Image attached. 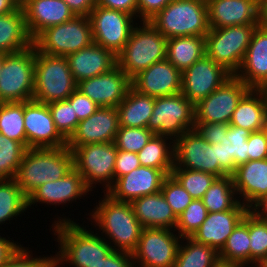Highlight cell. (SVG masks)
Wrapping results in <instances>:
<instances>
[{
    "instance_id": "cell-43",
    "label": "cell",
    "mask_w": 267,
    "mask_h": 267,
    "mask_svg": "<svg viewBox=\"0 0 267 267\" xmlns=\"http://www.w3.org/2000/svg\"><path fill=\"white\" fill-rule=\"evenodd\" d=\"M208 210L201 199H193L186 209L178 216L175 231L183 237H192L207 218Z\"/></svg>"
},
{
    "instance_id": "cell-58",
    "label": "cell",
    "mask_w": 267,
    "mask_h": 267,
    "mask_svg": "<svg viewBox=\"0 0 267 267\" xmlns=\"http://www.w3.org/2000/svg\"><path fill=\"white\" fill-rule=\"evenodd\" d=\"M12 241L0 236V267L21 247V244L18 245V243H14V240Z\"/></svg>"
},
{
    "instance_id": "cell-41",
    "label": "cell",
    "mask_w": 267,
    "mask_h": 267,
    "mask_svg": "<svg viewBox=\"0 0 267 267\" xmlns=\"http://www.w3.org/2000/svg\"><path fill=\"white\" fill-rule=\"evenodd\" d=\"M26 147L0 134V180L15 179Z\"/></svg>"
},
{
    "instance_id": "cell-42",
    "label": "cell",
    "mask_w": 267,
    "mask_h": 267,
    "mask_svg": "<svg viewBox=\"0 0 267 267\" xmlns=\"http://www.w3.org/2000/svg\"><path fill=\"white\" fill-rule=\"evenodd\" d=\"M171 175L182 185L193 199H201L217 176L185 168H173Z\"/></svg>"
},
{
    "instance_id": "cell-36",
    "label": "cell",
    "mask_w": 267,
    "mask_h": 267,
    "mask_svg": "<svg viewBox=\"0 0 267 267\" xmlns=\"http://www.w3.org/2000/svg\"><path fill=\"white\" fill-rule=\"evenodd\" d=\"M185 240V245L182 242ZM181 239L174 267H213L220 259L219 252L191 237ZM182 243V244H181Z\"/></svg>"
},
{
    "instance_id": "cell-13",
    "label": "cell",
    "mask_w": 267,
    "mask_h": 267,
    "mask_svg": "<svg viewBox=\"0 0 267 267\" xmlns=\"http://www.w3.org/2000/svg\"><path fill=\"white\" fill-rule=\"evenodd\" d=\"M251 88L232 75L195 105V123L229 124L238 103Z\"/></svg>"
},
{
    "instance_id": "cell-19",
    "label": "cell",
    "mask_w": 267,
    "mask_h": 267,
    "mask_svg": "<svg viewBox=\"0 0 267 267\" xmlns=\"http://www.w3.org/2000/svg\"><path fill=\"white\" fill-rule=\"evenodd\" d=\"M119 129L116 107H99L91 116L79 121L75 132L67 140L72 150L78 146L114 142Z\"/></svg>"
},
{
    "instance_id": "cell-12",
    "label": "cell",
    "mask_w": 267,
    "mask_h": 267,
    "mask_svg": "<svg viewBox=\"0 0 267 267\" xmlns=\"http://www.w3.org/2000/svg\"><path fill=\"white\" fill-rule=\"evenodd\" d=\"M174 167L207 172L218 178L229 174L219 165L216 144H209L195 129L174 141Z\"/></svg>"
},
{
    "instance_id": "cell-31",
    "label": "cell",
    "mask_w": 267,
    "mask_h": 267,
    "mask_svg": "<svg viewBox=\"0 0 267 267\" xmlns=\"http://www.w3.org/2000/svg\"><path fill=\"white\" fill-rule=\"evenodd\" d=\"M31 46L22 6L12 13L0 15V52L14 53Z\"/></svg>"
},
{
    "instance_id": "cell-20",
    "label": "cell",
    "mask_w": 267,
    "mask_h": 267,
    "mask_svg": "<svg viewBox=\"0 0 267 267\" xmlns=\"http://www.w3.org/2000/svg\"><path fill=\"white\" fill-rule=\"evenodd\" d=\"M131 87V79L118 66L77 84V89L100 107H117Z\"/></svg>"
},
{
    "instance_id": "cell-21",
    "label": "cell",
    "mask_w": 267,
    "mask_h": 267,
    "mask_svg": "<svg viewBox=\"0 0 267 267\" xmlns=\"http://www.w3.org/2000/svg\"><path fill=\"white\" fill-rule=\"evenodd\" d=\"M137 92L157 98L181 92L182 72L167 59L153 63L131 79Z\"/></svg>"
},
{
    "instance_id": "cell-29",
    "label": "cell",
    "mask_w": 267,
    "mask_h": 267,
    "mask_svg": "<svg viewBox=\"0 0 267 267\" xmlns=\"http://www.w3.org/2000/svg\"><path fill=\"white\" fill-rule=\"evenodd\" d=\"M131 205L143 228L175 229L178 217L161 191L135 199Z\"/></svg>"
},
{
    "instance_id": "cell-34",
    "label": "cell",
    "mask_w": 267,
    "mask_h": 267,
    "mask_svg": "<svg viewBox=\"0 0 267 267\" xmlns=\"http://www.w3.org/2000/svg\"><path fill=\"white\" fill-rule=\"evenodd\" d=\"M219 259L242 267H250L249 210L219 251Z\"/></svg>"
},
{
    "instance_id": "cell-54",
    "label": "cell",
    "mask_w": 267,
    "mask_h": 267,
    "mask_svg": "<svg viewBox=\"0 0 267 267\" xmlns=\"http://www.w3.org/2000/svg\"><path fill=\"white\" fill-rule=\"evenodd\" d=\"M172 0H137L138 17L142 21H149Z\"/></svg>"
},
{
    "instance_id": "cell-50",
    "label": "cell",
    "mask_w": 267,
    "mask_h": 267,
    "mask_svg": "<svg viewBox=\"0 0 267 267\" xmlns=\"http://www.w3.org/2000/svg\"><path fill=\"white\" fill-rule=\"evenodd\" d=\"M209 144L221 143L225 140L228 124L195 123L194 128Z\"/></svg>"
},
{
    "instance_id": "cell-3",
    "label": "cell",
    "mask_w": 267,
    "mask_h": 267,
    "mask_svg": "<svg viewBox=\"0 0 267 267\" xmlns=\"http://www.w3.org/2000/svg\"><path fill=\"white\" fill-rule=\"evenodd\" d=\"M73 169L72 152L60 148H27L15 180L28 198L38 187L63 178Z\"/></svg>"
},
{
    "instance_id": "cell-33",
    "label": "cell",
    "mask_w": 267,
    "mask_h": 267,
    "mask_svg": "<svg viewBox=\"0 0 267 267\" xmlns=\"http://www.w3.org/2000/svg\"><path fill=\"white\" fill-rule=\"evenodd\" d=\"M205 54V36H183L167 40L166 59L181 72Z\"/></svg>"
},
{
    "instance_id": "cell-65",
    "label": "cell",
    "mask_w": 267,
    "mask_h": 267,
    "mask_svg": "<svg viewBox=\"0 0 267 267\" xmlns=\"http://www.w3.org/2000/svg\"><path fill=\"white\" fill-rule=\"evenodd\" d=\"M4 53L0 52V71H1V66H2V61H3ZM1 73V72H0Z\"/></svg>"
},
{
    "instance_id": "cell-9",
    "label": "cell",
    "mask_w": 267,
    "mask_h": 267,
    "mask_svg": "<svg viewBox=\"0 0 267 267\" xmlns=\"http://www.w3.org/2000/svg\"><path fill=\"white\" fill-rule=\"evenodd\" d=\"M93 42L89 17L75 16L69 21L40 32L32 40V45L39 53L66 57Z\"/></svg>"
},
{
    "instance_id": "cell-11",
    "label": "cell",
    "mask_w": 267,
    "mask_h": 267,
    "mask_svg": "<svg viewBox=\"0 0 267 267\" xmlns=\"http://www.w3.org/2000/svg\"><path fill=\"white\" fill-rule=\"evenodd\" d=\"M73 168L80 173L85 184L92 190L95 184L104 185L107 191L114 184V166L117 148L114 142L94 143L71 150Z\"/></svg>"
},
{
    "instance_id": "cell-40",
    "label": "cell",
    "mask_w": 267,
    "mask_h": 267,
    "mask_svg": "<svg viewBox=\"0 0 267 267\" xmlns=\"http://www.w3.org/2000/svg\"><path fill=\"white\" fill-rule=\"evenodd\" d=\"M250 264L263 266L267 262V220L249 209Z\"/></svg>"
},
{
    "instance_id": "cell-6",
    "label": "cell",
    "mask_w": 267,
    "mask_h": 267,
    "mask_svg": "<svg viewBox=\"0 0 267 267\" xmlns=\"http://www.w3.org/2000/svg\"><path fill=\"white\" fill-rule=\"evenodd\" d=\"M76 89L65 56L43 54L35 49L33 100L44 104L67 100Z\"/></svg>"
},
{
    "instance_id": "cell-28",
    "label": "cell",
    "mask_w": 267,
    "mask_h": 267,
    "mask_svg": "<svg viewBox=\"0 0 267 267\" xmlns=\"http://www.w3.org/2000/svg\"><path fill=\"white\" fill-rule=\"evenodd\" d=\"M236 76L250 88L263 89L267 85V29L259 25L255 28Z\"/></svg>"
},
{
    "instance_id": "cell-46",
    "label": "cell",
    "mask_w": 267,
    "mask_h": 267,
    "mask_svg": "<svg viewBox=\"0 0 267 267\" xmlns=\"http://www.w3.org/2000/svg\"><path fill=\"white\" fill-rule=\"evenodd\" d=\"M161 193L177 217L193 201L192 196L172 175H168L164 179L161 187Z\"/></svg>"
},
{
    "instance_id": "cell-38",
    "label": "cell",
    "mask_w": 267,
    "mask_h": 267,
    "mask_svg": "<svg viewBox=\"0 0 267 267\" xmlns=\"http://www.w3.org/2000/svg\"><path fill=\"white\" fill-rule=\"evenodd\" d=\"M28 209V198L15 179L0 180V224L13 220Z\"/></svg>"
},
{
    "instance_id": "cell-39",
    "label": "cell",
    "mask_w": 267,
    "mask_h": 267,
    "mask_svg": "<svg viewBox=\"0 0 267 267\" xmlns=\"http://www.w3.org/2000/svg\"><path fill=\"white\" fill-rule=\"evenodd\" d=\"M0 134L21 142L27 148L24 102L0 103Z\"/></svg>"
},
{
    "instance_id": "cell-51",
    "label": "cell",
    "mask_w": 267,
    "mask_h": 267,
    "mask_svg": "<svg viewBox=\"0 0 267 267\" xmlns=\"http://www.w3.org/2000/svg\"><path fill=\"white\" fill-rule=\"evenodd\" d=\"M140 166L137 153L117 149L114 166V181Z\"/></svg>"
},
{
    "instance_id": "cell-47",
    "label": "cell",
    "mask_w": 267,
    "mask_h": 267,
    "mask_svg": "<svg viewBox=\"0 0 267 267\" xmlns=\"http://www.w3.org/2000/svg\"><path fill=\"white\" fill-rule=\"evenodd\" d=\"M250 133L242 127L228 124L226 138L231 142V157L234 159L236 166L249 161L247 139Z\"/></svg>"
},
{
    "instance_id": "cell-49",
    "label": "cell",
    "mask_w": 267,
    "mask_h": 267,
    "mask_svg": "<svg viewBox=\"0 0 267 267\" xmlns=\"http://www.w3.org/2000/svg\"><path fill=\"white\" fill-rule=\"evenodd\" d=\"M67 100L71 103L73 111L79 121L91 116L100 107L78 89H76Z\"/></svg>"
},
{
    "instance_id": "cell-4",
    "label": "cell",
    "mask_w": 267,
    "mask_h": 267,
    "mask_svg": "<svg viewBox=\"0 0 267 267\" xmlns=\"http://www.w3.org/2000/svg\"><path fill=\"white\" fill-rule=\"evenodd\" d=\"M133 27L125 47L117 55V66L132 79L153 63L166 59L167 38L149 22Z\"/></svg>"
},
{
    "instance_id": "cell-53",
    "label": "cell",
    "mask_w": 267,
    "mask_h": 267,
    "mask_svg": "<svg viewBox=\"0 0 267 267\" xmlns=\"http://www.w3.org/2000/svg\"><path fill=\"white\" fill-rule=\"evenodd\" d=\"M216 155L219 165L229 175H232L236 171L237 166L231 157V142L227 140L226 136L224 141L216 143Z\"/></svg>"
},
{
    "instance_id": "cell-25",
    "label": "cell",
    "mask_w": 267,
    "mask_h": 267,
    "mask_svg": "<svg viewBox=\"0 0 267 267\" xmlns=\"http://www.w3.org/2000/svg\"><path fill=\"white\" fill-rule=\"evenodd\" d=\"M232 177L236 195L243 198L241 203L248 209L267 198V159L238 165Z\"/></svg>"
},
{
    "instance_id": "cell-18",
    "label": "cell",
    "mask_w": 267,
    "mask_h": 267,
    "mask_svg": "<svg viewBox=\"0 0 267 267\" xmlns=\"http://www.w3.org/2000/svg\"><path fill=\"white\" fill-rule=\"evenodd\" d=\"M167 176L164 170L140 165L129 174L117 178L106 193L114 200L131 203L135 199L161 191Z\"/></svg>"
},
{
    "instance_id": "cell-60",
    "label": "cell",
    "mask_w": 267,
    "mask_h": 267,
    "mask_svg": "<svg viewBox=\"0 0 267 267\" xmlns=\"http://www.w3.org/2000/svg\"><path fill=\"white\" fill-rule=\"evenodd\" d=\"M267 29V0H259V24Z\"/></svg>"
},
{
    "instance_id": "cell-57",
    "label": "cell",
    "mask_w": 267,
    "mask_h": 267,
    "mask_svg": "<svg viewBox=\"0 0 267 267\" xmlns=\"http://www.w3.org/2000/svg\"><path fill=\"white\" fill-rule=\"evenodd\" d=\"M76 16H89L96 0H63Z\"/></svg>"
},
{
    "instance_id": "cell-7",
    "label": "cell",
    "mask_w": 267,
    "mask_h": 267,
    "mask_svg": "<svg viewBox=\"0 0 267 267\" xmlns=\"http://www.w3.org/2000/svg\"><path fill=\"white\" fill-rule=\"evenodd\" d=\"M0 103L33 99L35 48L4 54L0 71Z\"/></svg>"
},
{
    "instance_id": "cell-35",
    "label": "cell",
    "mask_w": 267,
    "mask_h": 267,
    "mask_svg": "<svg viewBox=\"0 0 267 267\" xmlns=\"http://www.w3.org/2000/svg\"><path fill=\"white\" fill-rule=\"evenodd\" d=\"M169 137L154 135L137 153L141 166L164 170L171 175L174 167V141ZM172 144V145H171Z\"/></svg>"
},
{
    "instance_id": "cell-27",
    "label": "cell",
    "mask_w": 267,
    "mask_h": 267,
    "mask_svg": "<svg viewBox=\"0 0 267 267\" xmlns=\"http://www.w3.org/2000/svg\"><path fill=\"white\" fill-rule=\"evenodd\" d=\"M66 58L76 84L107 73L117 66V56L94 42Z\"/></svg>"
},
{
    "instance_id": "cell-48",
    "label": "cell",
    "mask_w": 267,
    "mask_h": 267,
    "mask_svg": "<svg viewBox=\"0 0 267 267\" xmlns=\"http://www.w3.org/2000/svg\"><path fill=\"white\" fill-rule=\"evenodd\" d=\"M28 250V251H27ZM29 248L20 247L1 267H54V257H33Z\"/></svg>"
},
{
    "instance_id": "cell-23",
    "label": "cell",
    "mask_w": 267,
    "mask_h": 267,
    "mask_svg": "<svg viewBox=\"0 0 267 267\" xmlns=\"http://www.w3.org/2000/svg\"><path fill=\"white\" fill-rule=\"evenodd\" d=\"M248 210L239 201L231 210L210 212L191 238L199 243L211 246L219 252Z\"/></svg>"
},
{
    "instance_id": "cell-8",
    "label": "cell",
    "mask_w": 267,
    "mask_h": 267,
    "mask_svg": "<svg viewBox=\"0 0 267 267\" xmlns=\"http://www.w3.org/2000/svg\"><path fill=\"white\" fill-rule=\"evenodd\" d=\"M258 25H234L210 28L205 36V51L209 58L236 75L245 58L253 32Z\"/></svg>"
},
{
    "instance_id": "cell-16",
    "label": "cell",
    "mask_w": 267,
    "mask_h": 267,
    "mask_svg": "<svg viewBox=\"0 0 267 267\" xmlns=\"http://www.w3.org/2000/svg\"><path fill=\"white\" fill-rule=\"evenodd\" d=\"M232 76L206 54L182 72L181 93L196 105Z\"/></svg>"
},
{
    "instance_id": "cell-24",
    "label": "cell",
    "mask_w": 267,
    "mask_h": 267,
    "mask_svg": "<svg viewBox=\"0 0 267 267\" xmlns=\"http://www.w3.org/2000/svg\"><path fill=\"white\" fill-rule=\"evenodd\" d=\"M91 190L82 176L74 168L63 178L57 181H49L38 187L28 197V208L35 203H46L47 205H65L72 201L85 197ZM49 203V204H48Z\"/></svg>"
},
{
    "instance_id": "cell-1",
    "label": "cell",
    "mask_w": 267,
    "mask_h": 267,
    "mask_svg": "<svg viewBox=\"0 0 267 267\" xmlns=\"http://www.w3.org/2000/svg\"><path fill=\"white\" fill-rule=\"evenodd\" d=\"M54 223L53 233L57 236L58 247L60 245V251L53 256L54 267H60L64 262L74 267H99L103 259L113 251L104 237L94 234V231L87 230L84 225H79L70 218L61 217Z\"/></svg>"
},
{
    "instance_id": "cell-15",
    "label": "cell",
    "mask_w": 267,
    "mask_h": 267,
    "mask_svg": "<svg viewBox=\"0 0 267 267\" xmlns=\"http://www.w3.org/2000/svg\"><path fill=\"white\" fill-rule=\"evenodd\" d=\"M173 229L143 228L132 253L137 267H174L181 237Z\"/></svg>"
},
{
    "instance_id": "cell-5",
    "label": "cell",
    "mask_w": 267,
    "mask_h": 267,
    "mask_svg": "<svg viewBox=\"0 0 267 267\" xmlns=\"http://www.w3.org/2000/svg\"><path fill=\"white\" fill-rule=\"evenodd\" d=\"M149 22L165 38L206 36L210 30L206 1L172 0Z\"/></svg>"
},
{
    "instance_id": "cell-26",
    "label": "cell",
    "mask_w": 267,
    "mask_h": 267,
    "mask_svg": "<svg viewBox=\"0 0 267 267\" xmlns=\"http://www.w3.org/2000/svg\"><path fill=\"white\" fill-rule=\"evenodd\" d=\"M22 8L26 28L32 40L46 28L69 21L76 16L63 0H28Z\"/></svg>"
},
{
    "instance_id": "cell-14",
    "label": "cell",
    "mask_w": 267,
    "mask_h": 267,
    "mask_svg": "<svg viewBox=\"0 0 267 267\" xmlns=\"http://www.w3.org/2000/svg\"><path fill=\"white\" fill-rule=\"evenodd\" d=\"M93 41L116 56L125 47L133 29L134 16L96 5L89 14Z\"/></svg>"
},
{
    "instance_id": "cell-56",
    "label": "cell",
    "mask_w": 267,
    "mask_h": 267,
    "mask_svg": "<svg viewBox=\"0 0 267 267\" xmlns=\"http://www.w3.org/2000/svg\"><path fill=\"white\" fill-rule=\"evenodd\" d=\"M96 5L129 13L136 18L138 17L137 0H96Z\"/></svg>"
},
{
    "instance_id": "cell-64",
    "label": "cell",
    "mask_w": 267,
    "mask_h": 267,
    "mask_svg": "<svg viewBox=\"0 0 267 267\" xmlns=\"http://www.w3.org/2000/svg\"><path fill=\"white\" fill-rule=\"evenodd\" d=\"M19 6H23L28 0H15Z\"/></svg>"
},
{
    "instance_id": "cell-52",
    "label": "cell",
    "mask_w": 267,
    "mask_h": 267,
    "mask_svg": "<svg viewBox=\"0 0 267 267\" xmlns=\"http://www.w3.org/2000/svg\"><path fill=\"white\" fill-rule=\"evenodd\" d=\"M247 142L249 161L267 159V138L262 130L251 132Z\"/></svg>"
},
{
    "instance_id": "cell-55",
    "label": "cell",
    "mask_w": 267,
    "mask_h": 267,
    "mask_svg": "<svg viewBox=\"0 0 267 267\" xmlns=\"http://www.w3.org/2000/svg\"><path fill=\"white\" fill-rule=\"evenodd\" d=\"M99 267H136V264L131 253L113 250Z\"/></svg>"
},
{
    "instance_id": "cell-63",
    "label": "cell",
    "mask_w": 267,
    "mask_h": 267,
    "mask_svg": "<svg viewBox=\"0 0 267 267\" xmlns=\"http://www.w3.org/2000/svg\"><path fill=\"white\" fill-rule=\"evenodd\" d=\"M262 131L265 133L266 138H267V110H266L265 117H264V123H263Z\"/></svg>"
},
{
    "instance_id": "cell-30",
    "label": "cell",
    "mask_w": 267,
    "mask_h": 267,
    "mask_svg": "<svg viewBox=\"0 0 267 267\" xmlns=\"http://www.w3.org/2000/svg\"><path fill=\"white\" fill-rule=\"evenodd\" d=\"M267 110V97L263 89L251 88L240 100L229 125L250 132L261 131Z\"/></svg>"
},
{
    "instance_id": "cell-45",
    "label": "cell",
    "mask_w": 267,
    "mask_h": 267,
    "mask_svg": "<svg viewBox=\"0 0 267 267\" xmlns=\"http://www.w3.org/2000/svg\"><path fill=\"white\" fill-rule=\"evenodd\" d=\"M154 135L148 128L119 126L114 143L119 150L138 153Z\"/></svg>"
},
{
    "instance_id": "cell-61",
    "label": "cell",
    "mask_w": 267,
    "mask_h": 267,
    "mask_svg": "<svg viewBox=\"0 0 267 267\" xmlns=\"http://www.w3.org/2000/svg\"><path fill=\"white\" fill-rule=\"evenodd\" d=\"M262 219L267 220V198L263 199L253 209Z\"/></svg>"
},
{
    "instance_id": "cell-10",
    "label": "cell",
    "mask_w": 267,
    "mask_h": 267,
    "mask_svg": "<svg viewBox=\"0 0 267 267\" xmlns=\"http://www.w3.org/2000/svg\"><path fill=\"white\" fill-rule=\"evenodd\" d=\"M147 128L155 135L175 141L195 128V105L181 92L157 97Z\"/></svg>"
},
{
    "instance_id": "cell-22",
    "label": "cell",
    "mask_w": 267,
    "mask_h": 267,
    "mask_svg": "<svg viewBox=\"0 0 267 267\" xmlns=\"http://www.w3.org/2000/svg\"><path fill=\"white\" fill-rule=\"evenodd\" d=\"M210 28L259 24V0H206Z\"/></svg>"
},
{
    "instance_id": "cell-62",
    "label": "cell",
    "mask_w": 267,
    "mask_h": 267,
    "mask_svg": "<svg viewBox=\"0 0 267 267\" xmlns=\"http://www.w3.org/2000/svg\"><path fill=\"white\" fill-rule=\"evenodd\" d=\"M213 267H242L234 263L223 262L219 260Z\"/></svg>"
},
{
    "instance_id": "cell-44",
    "label": "cell",
    "mask_w": 267,
    "mask_h": 267,
    "mask_svg": "<svg viewBox=\"0 0 267 267\" xmlns=\"http://www.w3.org/2000/svg\"><path fill=\"white\" fill-rule=\"evenodd\" d=\"M56 129L68 140L75 132L79 120L68 100L55 101L48 104Z\"/></svg>"
},
{
    "instance_id": "cell-32",
    "label": "cell",
    "mask_w": 267,
    "mask_h": 267,
    "mask_svg": "<svg viewBox=\"0 0 267 267\" xmlns=\"http://www.w3.org/2000/svg\"><path fill=\"white\" fill-rule=\"evenodd\" d=\"M154 103V97L141 94L131 87L124 100L116 107L119 126L147 128Z\"/></svg>"
},
{
    "instance_id": "cell-37",
    "label": "cell",
    "mask_w": 267,
    "mask_h": 267,
    "mask_svg": "<svg viewBox=\"0 0 267 267\" xmlns=\"http://www.w3.org/2000/svg\"><path fill=\"white\" fill-rule=\"evenodd\" d=\"M239 199L232 175L217 178L201 198L208 213L231 210L239 201L241 202Z\"/></svg>"
},
{
    "instance_id": "cell-2",
    "label": "cell",
    "mask_w": 267,
    "mask_h": 267,
    "mask_svg": "<svg viewBox=\"0 0 267 267\" xmlns=\"http://www.w3.org/2000/svg\"><path fill=\"white\" fill-rule=\"evenodd\" d=\"M104 193L103 200H99L94 207L91 219L95 227L99 226L113 250L133 253L142 233V225L137 220L131 203L114 200ZM97 224V225H96ZM112 242V243H111ZM114 244V246H113Z\"/></svg>"
},
{
    "instance_id": "cell-59",
    "label": "cell",
    "mask_w": 267,
    "mask_h": 267,
    "mask_svg": "<svg viewBox=\"0 0 267 267\" xmlns=\"http://www.w3.org/2000/svg\"><path fill=\"white\" fill-rule=\"evenodd\" d=\"M20 6L15 0H0V15L12 13L16 11Z\"/></svg>"
},
{
    "instance_id": "cell-66",
    "label": "cell",
    "mask_w": 267,
    "mask_h": 267,
    "mask_svg": "<svg viewBox=\"0 0 267 267\" xmlns=\"http://www.w3.org/2000/svg\"><path fill=\"white\" fill-rule=\"evenodd\" d=\"M265 94H266V97H267V85L263 88Z\"/></svg>"
},
{
    "instance_id": "cell-17",
    "label": "cell",
    "mask_w": 267,
    "mask_h": 267,
    "mask_svg": "<svg viewBox=\"0 0 267 267\" xmlns=\"http://www.w3.org/2000/svg\"><path fill=\"white\" fill-rule=\"evenodd\" d=\"M24 128L27 148H60L67 140L56 129L48 104L24 101Z\"/></svg>"
}]
</instances>
